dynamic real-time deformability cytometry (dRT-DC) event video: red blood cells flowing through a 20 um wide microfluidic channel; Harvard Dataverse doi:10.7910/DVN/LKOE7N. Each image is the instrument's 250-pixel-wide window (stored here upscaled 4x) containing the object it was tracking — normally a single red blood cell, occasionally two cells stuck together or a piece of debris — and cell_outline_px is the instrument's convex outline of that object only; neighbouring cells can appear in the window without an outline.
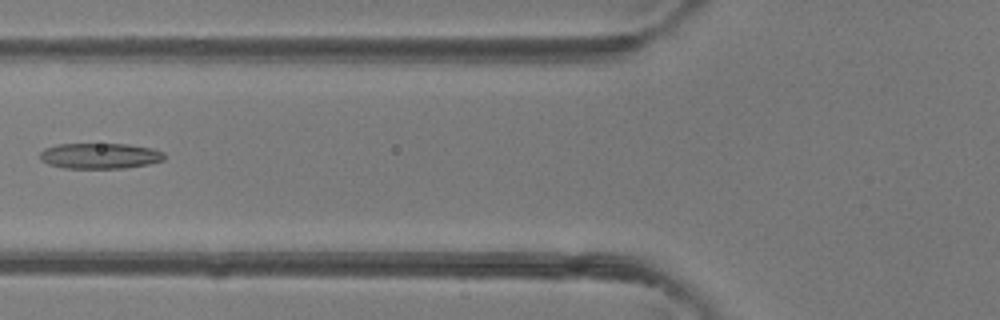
{"species": "common noctule bat (a hibernating species)", "species_latin": "Nyctalus noctula", "temperature_condition": "room temperature", "stored_images_in_passage": 6, "camera_frame_rate_fps": 3000, "um_per_image_px": 0.085, "animal": {"sex": "female"}, "frame": {"image": 1, "passage_image": 6, "time_ms": 6.333, "image_size_px": [1000, 320], "cell_outline_px": [[164, 160], [148, 164], [124, 168], [64, 168], [48, 164], [40, 160], [40, 152], [44, 148], [56, 144], [128, 144], [152, 148], [164, 152]], "centroid_in_image_um": [8.47, 13.24], "position_along_channel_um": 117.3, "area_um2": 18.67}}